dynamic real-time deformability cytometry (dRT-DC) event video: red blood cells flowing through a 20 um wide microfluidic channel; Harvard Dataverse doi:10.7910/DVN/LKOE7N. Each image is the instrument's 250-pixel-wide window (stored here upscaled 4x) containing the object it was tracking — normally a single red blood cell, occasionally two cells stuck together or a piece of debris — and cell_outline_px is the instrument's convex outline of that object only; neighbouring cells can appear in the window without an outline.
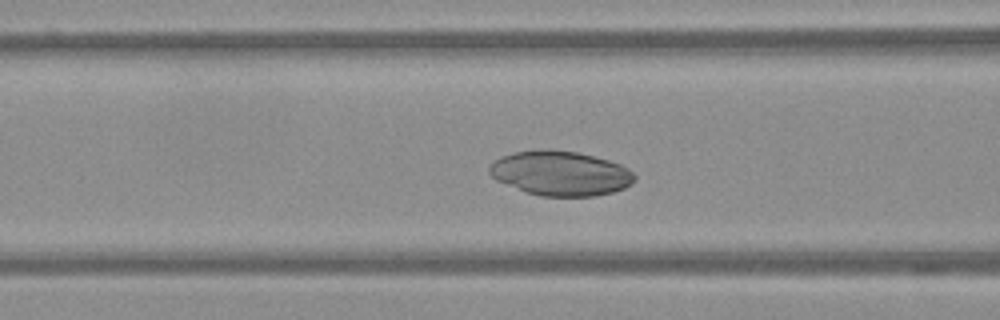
{"species": "Egyptian fruit bat (a non-hibernating species)", "species_latin": "Rousettus aegyptiacus", "temperature_condition": "warm", "stored_images_in_passage": 56, "camera_frame_rate_fps": 3000, "um_per_image_px": 0.085, "frame": {"image": 1, "passage_image": 22, "time_ms": 7.0, "image_size_px": [1000, 320], "cell_outline_px": [[636, 180], [632, 184], [624, 188], [612, 192], [596, 196], [540, 196], [524, 192], [496, 180], [488, 172], [488, 168], [500, 156], [532, 148], [580, 152], [608, 160], [620, 164], [628, 168], [636, 176]], "centroid_in_image_um": [47.64, 14.73], "position_along_channel_um": 119.0, "area_um2": 38.09}}
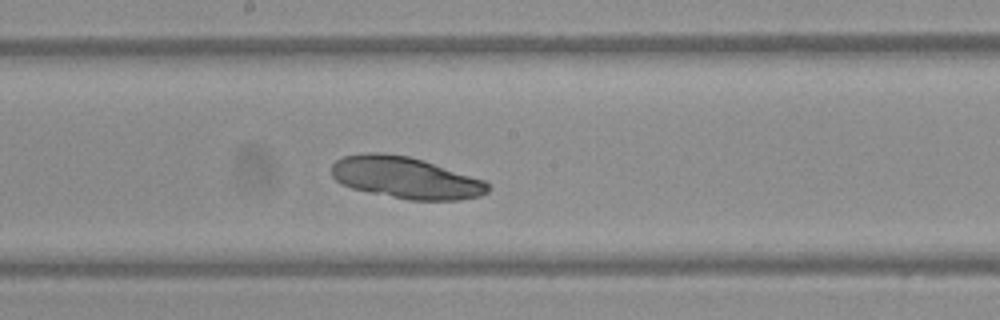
{"frame": {"image": 2, "passage_image": 30, "time_ms": 9.667, "image_size_px": [1000, 320], "cell_outline_px": [[488, 192], [480, 196], [460, 200], [408, 200], [368, 192], [352, 188], [340, 184], [332, 176], [332, 164], [336, 160], [344, 156], [368, 152], [380, 152], [408, 156], [424, 160], [484, 180], [488, 184]], "centroid_in_image_um": [34.46, 15.11], "position_along_channel_um": 213.7, "area_um2": 38.03}}
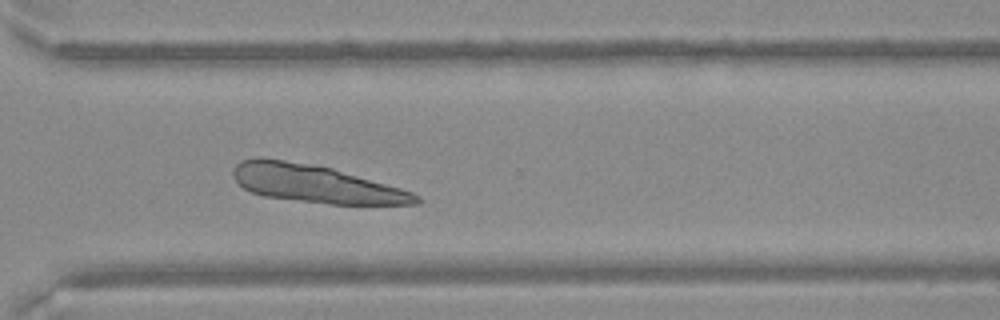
{"frame": {"image": 3, "passage_image": 41, "time_ms": 13.333, "image_size_px": [1000, 320], "cell_outline_px": [[420, 200], [416, 204], [328, 204], [264, 196], [252, 192], [244, 188], [232, 176], [232, 172], [236, 164], [240, 160], [256, 156], [260, 156], [332, 168], [400, 188], [412, 192], [420, 196]], "centroid_in_image_um": [26.78, 15.61], "position_along_channel_um": 343.8, "area_um2": 39.88}}